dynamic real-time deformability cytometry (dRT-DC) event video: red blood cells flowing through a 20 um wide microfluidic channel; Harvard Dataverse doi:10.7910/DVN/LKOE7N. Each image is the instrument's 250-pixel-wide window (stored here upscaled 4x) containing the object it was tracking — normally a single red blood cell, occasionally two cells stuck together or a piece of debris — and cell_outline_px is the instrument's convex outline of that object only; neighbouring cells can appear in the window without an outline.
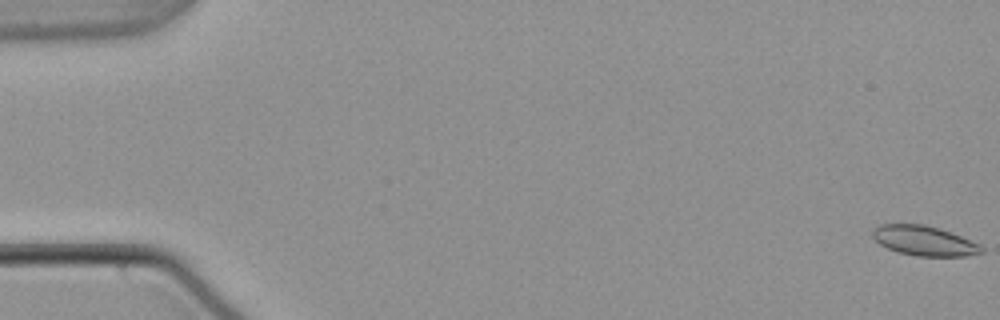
{"species": "common noctule bat (a hibernating species)", "species_latin": "Nyctalus noctula", "temperature_condition": "warm", "stored_images_in_passage": 55, "camera_frame_rate_fps": 3000, "um_per_image_px": 0.085, "animal": {"sex": "male", "body_mass_g": 21.5, "forearm_length_mm": 52.0}, "frame": {"image": 1, "passage_image": 1, "time_ms": 0.0, "image_size_px": [1000, 320], "cell_outline_px": [[984, 252], [964, 256], [916, 256], [896, 252], [880, 244], [872, 236], [872, 232], [880, 224], [924, 224], [940, 228], [980, 244], [984, 248]], "centroid_in_image_um": [78.56, 20.47], "position_along_channel_um": 6.4, "area_um2": 18.9}}
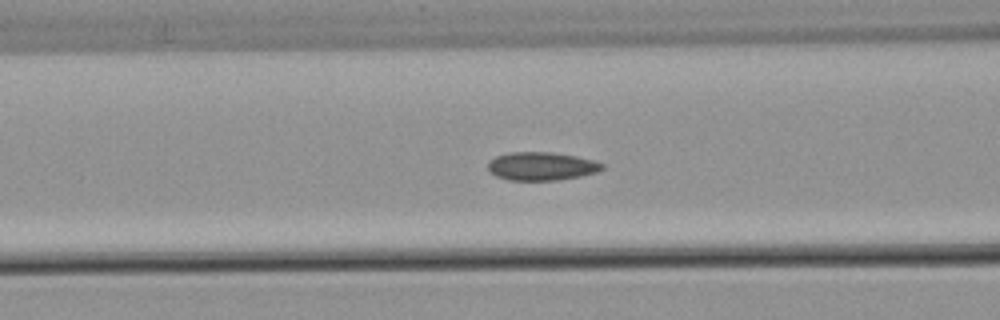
{"frame": {"image": 2, "passage_image": 23, "time_ms": 7.333, "image_size_px": [1000, 320], "cell_outline_px": [[604, 168], [596, 172], [580, 176], [556, 180], [508, 180], [496, 176], [488, 172], [488, 164], [496, 156], [512, 152], [552, 152], [576, 156], [592, 160], [604, 164]], "centroid_in_image_um": [46.01, 14.13], "position_along_channel_um": 120.6, "area_um2": 18.73}}
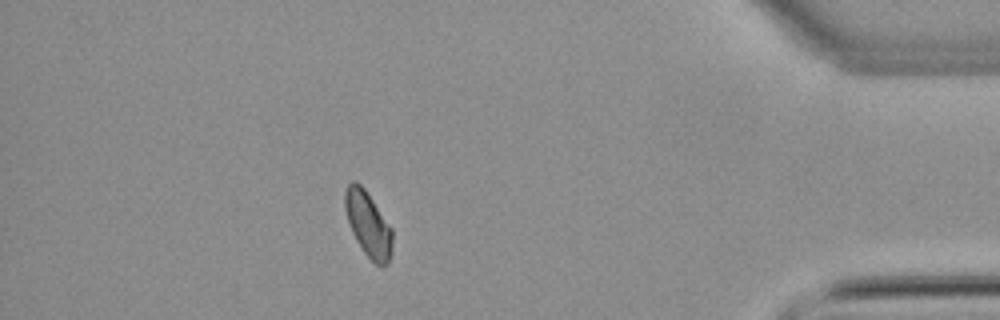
{"frame": {"image": 3, "passage_image": 49, "time_ms": 16.0, "image_size_px": [1000, 320], "cell_outline_px": [[392, 252], [388, 264], [376, 264], [364, 252], [356, 240], [352, 232], [344, 208], [344, 192], [348, 184], [352, 180], [356, 180], [364, 188], [392, 228]], "centroid_in_image_um": [31.28, 19.03], "position_along_channel_um": 403.9, "area_um2": 17.86}, "authors_computed_cell_mechanics": {"area_um2": 18.6116, "velocity_mm_per_s": 3.7929, "shape_relaxation_time_tau1_ms": null, "shape_relaxation_time_tau2_ms": 7.1667, "deformation_change_tau1": null, "deformation_change_tau2": 0.0828}}